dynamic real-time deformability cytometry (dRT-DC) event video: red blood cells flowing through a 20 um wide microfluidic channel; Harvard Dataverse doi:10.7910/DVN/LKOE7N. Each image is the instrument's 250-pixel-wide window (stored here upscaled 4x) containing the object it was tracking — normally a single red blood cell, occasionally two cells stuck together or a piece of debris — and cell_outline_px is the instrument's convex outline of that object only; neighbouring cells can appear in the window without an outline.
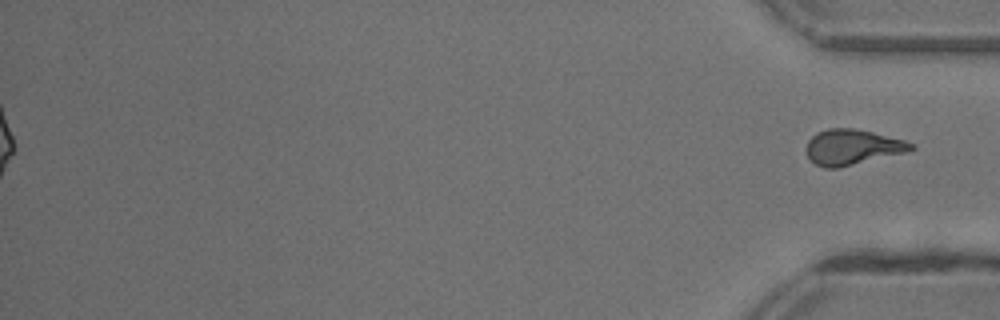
{"species": "common noctule bat (a hibernating species)", "species_latin": "Nyctalus noctula", "temperature_condition": "warm", "stored_images_in_passage": 48, "segment_of_instrument_passage": [2, 2], "camera_frame_rate_fps": 3000, "um_per_image_px": 0.085, "animal": {"sex": "female"}, "frame": {"image": 1, "passage_image": 48, "time_ms": 15.667, "image_size_px": [1000, 320], "cell_outline_px": [[916, 148], [904, 152], [836, 168], [824, 168], [816, 164], [808, 156], [804, 148], [808, 140], [816, 132], [828, 128], [852, 128], [872, 132], [904, 140], [916, 144]], "centroid_in_image_um": [72.41, 12.49], "position_along_channel_um": 362.8, "area_um2": 21.39}}